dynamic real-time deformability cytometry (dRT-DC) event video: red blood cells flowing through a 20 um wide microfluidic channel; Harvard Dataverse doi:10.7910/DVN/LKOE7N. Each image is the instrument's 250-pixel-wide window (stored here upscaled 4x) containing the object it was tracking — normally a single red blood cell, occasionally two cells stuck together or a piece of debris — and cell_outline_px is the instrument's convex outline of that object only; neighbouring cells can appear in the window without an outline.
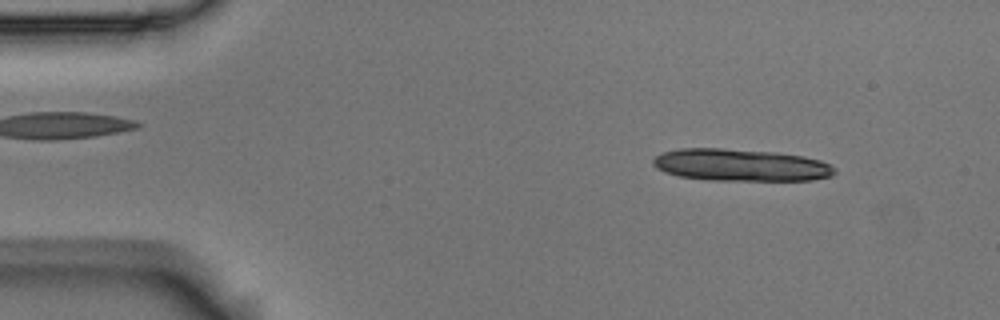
{"species": "Egyptian fruit bat (a non-hibernating species)", "species_latin": "Rousettus aegyptiacus", "temperature_condition": "room temperature", "stored_images_in_passage": 4, "camera_frame_rate_fps": 3000, "um_per_image_px": 0.085, "animal": {"sex": "male"}, "frame": {"image": 1, "passage_image": 4, "time_ms": 1.0, "image_size_px": [1000, 320], "cell_outline_px": [[836, 172], [832, 176], [812, 180], [708, 180], [680, 176], [664, 172], [656, 168], [652, 164], [652, 160], [656, 156], [664, 152], [680, 148], [720, 148], [776, 152], [804, 156], [820, 160], [836, 168]], "centroid_in_image_um": [62.96, 14.03], "position_along_channel_um": 22.0, "area_um2": 34.1}}